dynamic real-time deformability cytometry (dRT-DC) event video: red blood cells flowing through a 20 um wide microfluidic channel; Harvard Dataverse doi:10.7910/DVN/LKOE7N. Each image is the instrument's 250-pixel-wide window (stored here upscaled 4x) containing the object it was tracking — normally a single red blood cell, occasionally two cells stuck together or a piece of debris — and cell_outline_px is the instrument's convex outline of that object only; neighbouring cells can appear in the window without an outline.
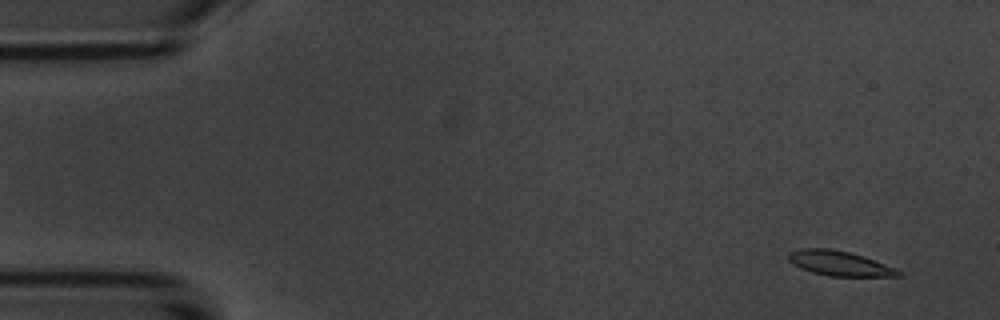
{"species": "common noctule bat (a hibernating species)", "species_latin": "Nyctalus noctula", "temperature_condition": "room temperature", "stored_images_in_passage": 15, "camera_frame_rate_fps": 3000, "um_per_image_px": 0.085, "animal": {"sex": "male", "body_mass_g": 20.1, "forearm_length_mm": 53.5}, "frame": {"image": 1, "passage_image": 1, "time_ms": 0.0, "image_size_px": [1000, 320], "cell_outline_px": [[904, 272], [900, 276], [828, 276], [812, 272], [800, 268], [792, 264], [788, 260], [788, 252], [800, 248], [828, 248], [848, 252], [864, 256]], "centroid_in_image_um": [71.31, 22.38], "position_along_channel_um": 13.7, "area_um2": 15.9}}
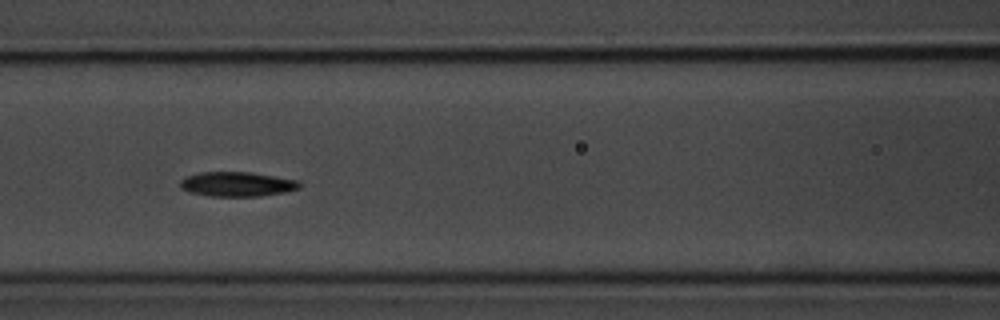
{"frame": {"image": 2, "passage_image": 6, "time_ms": 6.667, "image_size_px": [1000, 320], "cell_outline_px": [[300, 188], [288, 192], [260, 196], [208, 196], [188, 192], [180, 188], [180, 180], [184, 176], [200, 172], [252, 172], [300, 180]], "centroid_in_image_um": [20.15, 15.65], "position_along_channel_um": 146.4, "area_um2": 17.46}}
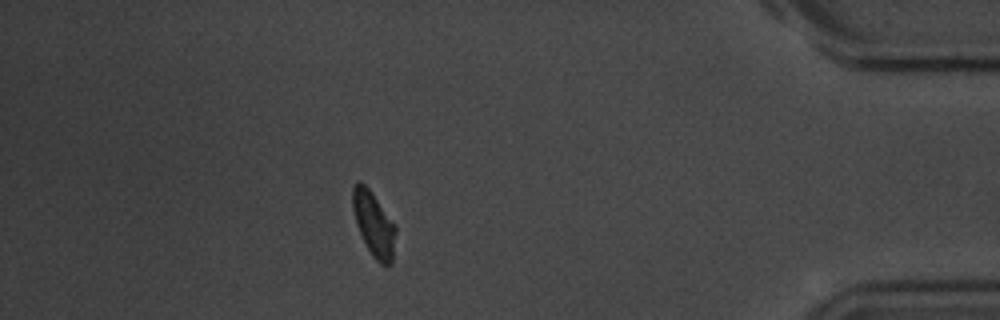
{"frame": {"image": 3, "passage_image": 13, "time_ms": 15.0, "image_size_px": [1000, 320], "cell_outline_px": [[396, 232], [392, 264], [380, 264], [372, 256], [356, 224], [352, 208], [352, 188], [356, 180], [360, 180], [372, 192], [396, 224]], "centroid_in_image_um": [31.77, 19.01], "position_along_channel_um": 403.4, "area_um2": 16.36}, "authors_computed_cell_mechanics": {"area_um2": 16.8776, "velocity_mm_per_s": 3.6262, "shape_relaxation_time_tau1_ms": 1.423, "shape_relaxation_time_tau2_ms": null, "deformation_change_tau1": 0.0644, "deformation_change_tau2": null}}